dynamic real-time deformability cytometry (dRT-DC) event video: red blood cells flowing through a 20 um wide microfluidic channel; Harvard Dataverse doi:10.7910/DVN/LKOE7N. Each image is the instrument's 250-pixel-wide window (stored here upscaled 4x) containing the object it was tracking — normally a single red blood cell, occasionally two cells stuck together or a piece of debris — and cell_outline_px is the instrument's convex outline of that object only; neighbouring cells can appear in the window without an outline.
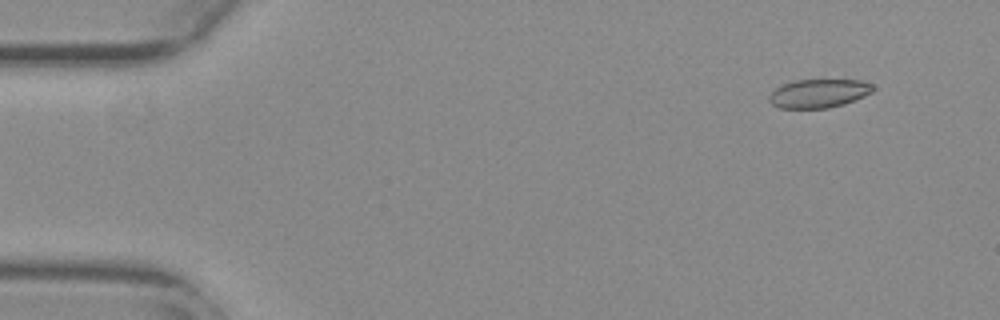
{"species": "common noctule bat (a hibernating species)", "species_latin": "Nyctalus noctula", "temperature_condition": "warm", "stored_images_in_passage": 38, "camera_frame_rate_fps": 3000, "um_per_image_px": 0.085, "animal": {"sex": "female", "body_mass_g": 29.2, "forearm_length_mm": 56.3}, "frame": {"image": 1, "passage_image": 5, "time_ms": 1.333, "image_size_px": [1000, 320], "cell_outline_px": [[876, 88], [872, 92], [856, 100], [844, 104], [828, 108], [780, 108], [772, 104], [768, 100], [768, 96], [776, 88], [792, 80], [860, 80], [872, 84]], "centroid_in_image_um": [69.61, 7.94], "position_along_channel_um": 15.4, "area_um2": 17.4}}
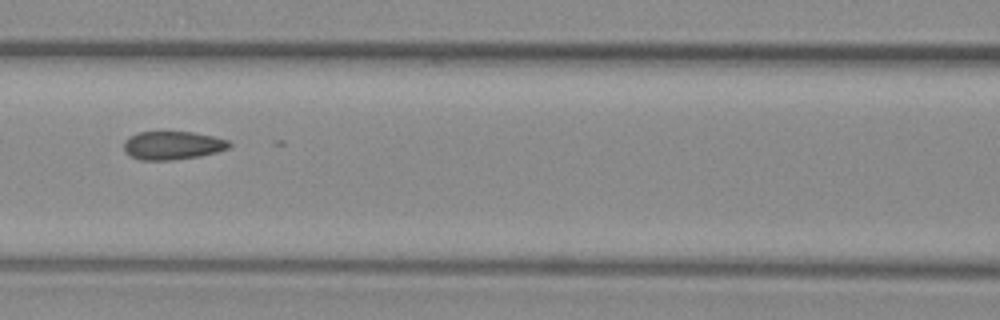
{"frame": {"image": 2, "passage_image": 25, "time_ms": 8.0, "image_size_px": [1000, 320], "cell_outline_px": [[232, 144], [228, 148], [216, 152], [200, 156], [172, 160], [140, 160], [124, 152], [124, 140], [128, 136], [140, 132], [192, 132], [212, 136], [228, 140]], "centroid_in_image_um": [14.64, 12.36], "position_along_channel_um": 152.0, "area_um2": 17.4}}
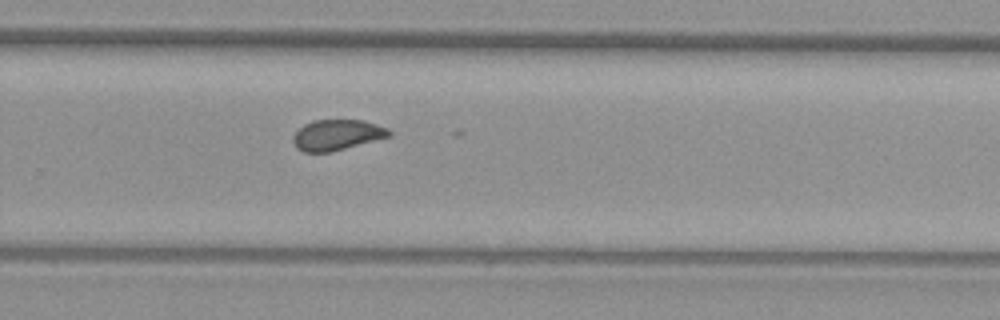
{"frame": {"image": 3, "passage_image": 37, "time_ms": 12.0, "image_size_px": [1000, 320], "cell_outline_px": [[392, 136], [332, 152], [304, 152], [296, 148], [292, 140], [292, 136], [304, 124], [312, 120], [364, 120], [388, 128], [392, 132]], "centroid_in_image_um": [28.65, 11.47], "position_along_channel_um": 301.1, "area_um2": 17.34}}